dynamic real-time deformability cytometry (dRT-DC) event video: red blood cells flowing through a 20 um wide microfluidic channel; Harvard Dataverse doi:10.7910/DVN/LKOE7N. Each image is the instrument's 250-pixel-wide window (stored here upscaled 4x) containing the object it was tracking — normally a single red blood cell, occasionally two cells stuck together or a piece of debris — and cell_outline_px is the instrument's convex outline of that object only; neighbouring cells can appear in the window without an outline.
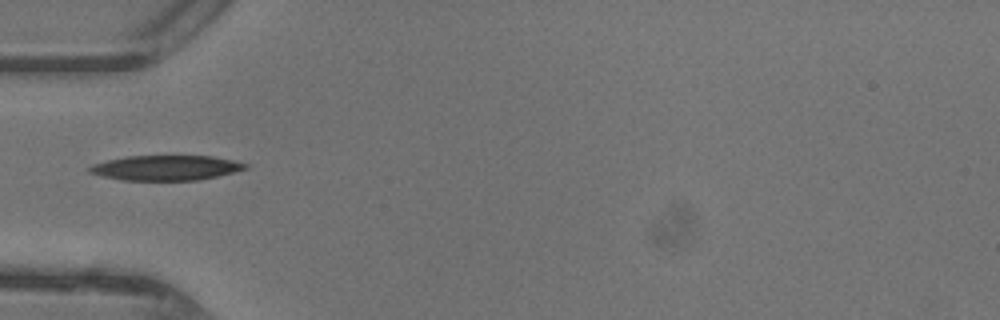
{"species": "common noctule bat (a hibernating species)", "species_latin": "Nyctalus noctula", "temperature_condition": "warm", "stored_images_in_passage": 28, "camera_frame_rate_fps": 3000, "um_per_image_px": 0.085, "animal": {"sex": "female"}, "frame": {"image": 1, "passage_image": 1, "time_ms": 0.0, "image_size_px": [1000, 320], "cell_outline_px": [[248, 168], [216, 176], [196, 180], [120, 180], [88, 172], [88, 168], [92, 164], [124, 156], [212, 156], [232, 160], [248, 164]], "centroid_in_image_um": [14.07, 14.26], "position_along_channel_um": 70.9, "area_um2": 22.48}}
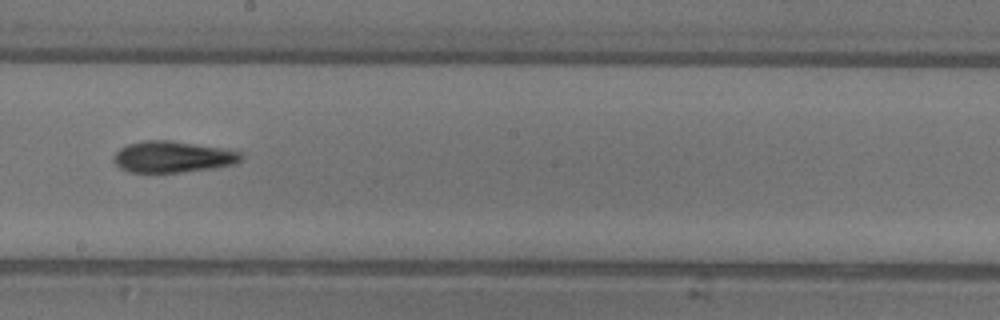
{"frame": {"image": 2, "passage_image": 12, "time_ms": 3.667, "image_size_px": [1000, 320], "cell_outline_px": [[244, 156], [236, 164], [212, 168], [180, 172], [128, 172], [120, 168], [112, 160], [112, 156], [120, 148], [128, 144], [144, 140], [172, 140], [220, 148], [240, 152]], "centroid_in_image_um": [14.64, 13.33], "position_along_channel_um": 233.6, "area_um2": 23.24}}
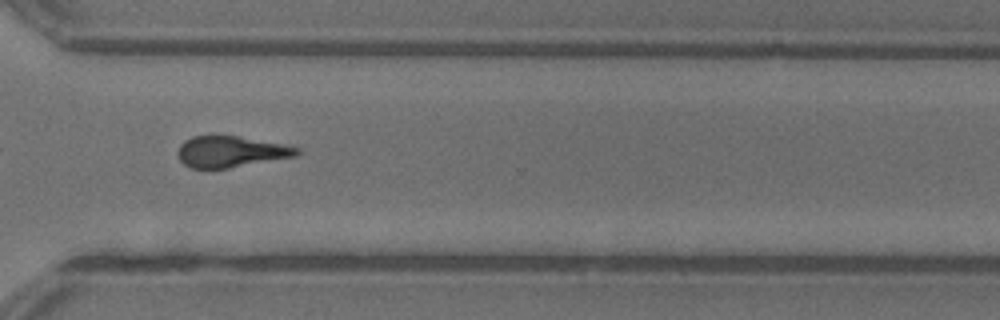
{"frame": {"image": 3, "passage_image": 20, "time_ms": 6.333, "image_size_px": [1000, 320], "cell_outline_px": [[300, 152], [296, 156], [228, 168], [192, 168], [184, 164], [180, 160], [176, 152], [180, 144], [184, 140], [192, 136], [236, 136], [284, 144], [300, 148]], "centroid_in_image_um": [19.6, 12.89], "position_along_channel_um": 351.0, "area_um2": 21.5}, "authors_computed_cell_mechanics": {"area_um2": 22.8021, "velocity_mm_per_s": 4.4106, "shape_relaxation_time_tau1_ms": 2.0377, "shape_relaxation_time_tau2_ms": null, "deformation_change_tau1": 0.1244, "deformation_change_tau2": null}}